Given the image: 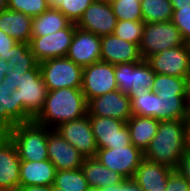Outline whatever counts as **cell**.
I'll use <instances>...</instances> for the list:
<instances>
[{
	"instance_id": "6da1fadb",
	"label": "cell",
	"mask_w": 190,
	"mask_h": 191,
	"mask_svg": "<svg viewBox=\"0 0 190 191\" xmlns=\"http://www.w3.org/2000/svg\"><path fill=\"white\" fill-rule=\"evenodd\" d=\"M188 148V126L185 120L159 121L157 134L144 151V158L176 169Z\"/></svg>"
},
{
	"instance_id": "7a4b0ae2",
	"label": "cell",
	"mask_w": 190,
	"mask_h": 191,
	"mask_svg": "<svg viewBox=\"0 0 190 191\" xmlns=\"http://www.w3.org/2000/svg\"><path fill=\"white\" fill-rule=\"evenodd\" d=\"M87 101L81 88L48 91L45 104L34 120L50 129L88 114Z\"/></svg>"
},
{
	"instance_id": "3957f363",
	"label": "cell",
	"mask_w": 190,
	"mask_h": 191,
	"mask_svg": "<svg viewBox=\"0 0 190 191\" xmlns=\"http://www.w3.org/2000/svg\"><path fill=\"white\" fill-rule=\"evenodd\" d=\"M4 80L16 90L17 102L34 119L43 109L48 94L39 64L33 70L10 69Z\"/></svg>"
},
{
	"instance_id": "277c9868",
	"label": "cell",
	"mask_w": 190,
	"mask_h": 191,
	"mask_svg": "<svg viewBox=\"0 0 190 191\" xmlns=\"http://www.w3.org/2000/svg\"><path fill=\"white\" fill-rule=\"evenodd\" d=\"M51 129L31 121L15 125L7 135L16 146L21 161L48 160L47 139Z\"/></svg>"
},
{
	"instance_id": "5b68a950",
	"label": "cell",
	"mask_w": 190,
	"mask_h": 191,
	"mask_svg": "<svg viewBox=\"0 0 190 191\" xmlns=\"http://www.w3.org/2000/svg\"><path fill=\"white\" fill-rule=\"evenodd\" d=\"M39 67L48 91L82 87L83 67L67 56L41 61Z\"/></svg>"
},
{
	"instance_id": "8992f818",
	"label": "cell",
	"mask_w": 190,
	"mask_h": 191,
	"mask_svg": "<svg viewBox=\"0 0 190 191\" xmlns=\"http://www.w3.org/2000/svg\"><path fill=\"white\" fill-rule=\"evenodd\" d=\"M183 44L185 43L180 31L172 21L145 23L139 51L142 59L146 60L165 49L169 50Z\"/></svg>"
},
{
	"instance_id": "52a82bcc",
	"label": "cell",
	"mask_w": 190,
	"mask_h": 191,
	"mask_svg": "<svg viewBox=\"0 0 190 191\" xmlns=\"http://www.w3.org/2000/svg\"><path fill=\"white\" fill-rule=\"evenodd\" d=\"M95 158L110 170L120 173L126 179H131L144 158V153L130 144L126 147L98 149Z\"/></svg>"
},
{
	"instance_id": "ba28073f",
	"label": "cell",
	"mask_w": 190,
	"mask_h": 191,
	"mask_svg": "<svg viewBox=\"0 0 190 191\" xmlns=\"http://www.w3.org/2000/svg\"><path fill=\"white\" fill-rule=\"evenodd\" d=\"M76 23L71 22L66 28L45 36H32L29 47L35 58L41 61L65 57L69 51L75 33Z\"/></svg>"
},
{
	"instance_id": "9c48e42d",
	"label": "cell",
	"mask_w": 190,
	"mask_h": 191,
	"mask_svg": "<svg viewBox=\"0 0 190 191\" xmlns=\"http://www.w3.org/2000/svg\"><path fill=\"white\" fill-rule=\"evenodd\" d=\"M81 90L87 102L94 97L118 90L114 65L98 61L84 67Z\"/></svg>"
},
{
	"instance_id": "30bf717a",
	"label": "cell",
	"mask_w": 190,
	"mask_h": 191,
	"mask_svg": "<svg viewBox=\"0 0 190 191\" xmlns=\"http://www.w3.org/2000/svg\"><path fill=\"white\" fill-rule=\"evenodd\" d=\"M97 149L108 147H126L131 144V137L126 121L111 117L89 116Z\"/></svg>"
},
{
	"instance_id": "8fae6325",
	"label": "cell",
	"mask_w": 190,
	"mask_h": 191,
	"mask_svg": "<svg viewBox=\"0 0 190 191\" xmlns=\"http://www.w3.org/2000/svg\"><path fill=\"white\" fill-rule=\"evenodd\" d=\"M55 129L85 158L95 157L98 149L88 114L82 118L62 123Z\"/></svg>"
},
{
	"instance_id": "7c38bea8",
	"label": "cell",
	"mask_w": 190,
	"mask_h": 191,
	"mask_svg": "<svg viewBox=\"0 0 190 191\" xmlns=\"http://www.w3.org/2000/svg\"><path fill=\"white\" fill-rule=\"evenodd\" d=\"M87 110L89 116L111 117L126 122L132 116L129 95L119 89L90 99Z\"/></svg>"
},
{
	"instance_id": "4fadbf2b",
	"label": "cell",
	"mask_w": 190,
	"mask_h": 191,
	"mask_svg": "<svg viewBox=\"0 0 190 191\" xmlns=\"http://www.w3.org/2000/svg\"><path fill=\"white\" fill-rule=\"evenodd\" d=\"M146 61L156 74L185 78L190 73V55L185 44L165 49Z\"/></svg>"
},
{
	"instance_id": "5bb4252c",
	"label": "cell",
	"mask_w": 190,
	"mask_h": 191,
	"mask_svg": "<svg viewBox=\"0 0 190 191\" xmlns=\"http://www.w3.org/2000/svg\"><path fill=\"white\" fill-rule=\"evenodd\" d=\"M117 18L109 3L93 1L84 11L76 26L98 36L113 34Z\"/></svg>"
},
{
	"instance_id": "9a60e30c",
	"label": "cell",
	"mask_w": 190,
	"mask_h": 191,
	"mask_svg": "<svg viewBox=\"0 0 190 191\" xmlns=\"http://www.w3.org/2000/svg\"><path fill=\"white\" fill-rule=\"evenodd\" d=\"M47 151L48 159L54 164L57 171L79 169L85 159L56 129L48 132Z\"/></svg>"
},
{
	"instance_id": "2e32d148",
	"label": "cell",
	"mask_w": 190,
	"mask_h": 191,
	"mask_svg": "<svg viewBox=\"0 0 190 191\" xmlns=\"http://www.w3.org/2000/svg\"><path fill=\"white\" fill-rule=\"evenodd\" d=\"M67 57L83 68L101 61V36L76 26Z\"/></svg>"
},
{
	"instance_id": "e0dca14e",
	"label": "cell",
	"mask_w": 190,
	"mask_h": 191,
	"mask_svg": "<svg viewBox=\"0 0 190 191\" xmlns=\"http://www.w3.org/2000/svg\"><path fill=\"white\" fill-rule=\"evenodd\" d=\"M20 163L13 141L0 135V191H16L20 187Z\"/></svg>"
},
{
	"instance_id": "ac0fdd59",
	"label": "cell",
	"mask_w": 190,
	"mask_h": 191,
	"mask_svg": "<svg viewBox=\"0 0 190 191\" xmlns=\"http://www.w3.org/2000/svg\"><path fill=\"white\" fill-rule=\"evenodd\" d=\"M31 120L21 102H17L16 90L3 80L0 83V135H8L15 125Z\"/></svg>"
},
{
	"instance_id": "d6986e66",
	"label": "cell",
	"mask_w": 190,
	"mask_h": 191,
	"mask_svg": "<svg viewBox=\"0 0 190 191\" xmlns=\"http://www.w3.org/2000/svg\"><path fill=\"white\" fill-rule=\"evenodd\" d=\"M142 60L139 46L114 34L101 36V61L112 65Z\"/></svg>"
},
{
	"instance_id": "ffe728a7",
	"label": "cell",
	"mask_w": 190,
	"mask_h": 191,
	"mask_svg": "<svg viewBox=\"0 0 190 191\" xmlns=\"http://www.w3.org/2000/svg\"><path fill=\"white\" fill-rule=\"evenodd\" d=\"M173 170L170 166L143 158L133 179L144 191H165Z\"/></svg>"
},
{
	"instance_id": "44dd1931",
	"label": "cell",
	"mask_w": 190,
	"mask_h": 191,
	"mask_svg": "<svg viewBox=\"0 0 190 191\" xmlns=\"http://www.w3.org/2000/svg\"><path fill=\"white\" fill-rule=\"evenodd\" d=\"M56 168L48 159L44 161H21L20 187L22 186H53Z\"/></svg>"
},
{
	"instance_id": "7402d4cb",
	"label": "cell",
	"mask_w": 190,
	"mask_h": 191,
	"mask_svg": "<svg viewBox=\"0 0 190 191\" xmlns=\"http://www.w3.org/2000/svg\"><path fill=\"white\" fill-rule=\"evenodd\" d=\"M0 29L18 43L29 44L32 37V17L22 12L4 10L0 13Z\"/></svg>"
},
{
	"instance_id": "603a6c76",
	"label": "cell",
	"mask_w": 190,
	"mask_h": 191,
	"mask_svg": "<svg viewBox=\"0 0 190 191\" xmlns=\"http://www.w3.org/2000/svg\"><path fill=\"white\" fill-rule=\"evenodd\" d=\"M81 170L89 186L103 188L116 185L126 178L120 173L110 170L95 157L85 158Z\"/></svg>"
},
{
	"instance_id": "cb8c5ba5",
	"label": "cell",
	"mask_w": 190,
	"mask_h": 191,
	"mask_svg": "<svg viewBox=\"0 0 190 191\" xmlns=\"http://www.w3.org/2000/svg\"><path fill=\"white\" fill-rule=\"evenodd\" d=\"M130 132L131 144L143 153L157 134L159 120L146 116H131L126 122Z\"/></svg>"
},
{
	"instance_id": "d4e9b609",
	"label": "cell",
	"mask_w": 190,
	"mask_h": 191,
	"mask_svg": "<svg viewBox=\"0 0 190 191\" xmlns=\"http://www.w3.org/2000/svg\"><path fill=\"white\" fill-rule=\"evenodd\" d=\"M186 112L187 104L184 95H161L155 92V119L185 120Z\"/></svg>"
},
{
	"instance_id": "484cf974",
	"label": "cell",
	"mask_w": 190,
	"mask_h": 191,
	"mask_svg": "<svg viewBox=\"0 0 190 191\" xmlns=\"http://www.w3.org/2000/svg\"><path fill=\"white\" fill-rule=\"evenodd\" d=\"M71 21L58 9L48 8L32 17V36H45L66 28Z\"/></svg>"
},
{
	"instance_id": "4316f807",
	"label": "cell",
	"mask_w": 190,
	"mask_h": 191,
	"mask_svg": "<svg viewBox=\"0 0 190 191\" xmlns=\"http://www.w3.org/2000/svg\"><path fill=\"white\" fill-rule=\"evenodd\" d=\"M144 23L172 21L173 7L170 0H141Z\"/></svg>"
},
{
	"instance_id": "83f0119b",
	"label": "cell",
	"mask_w": 190,
	"mask_h": 191,
	"mask_svg": "<svg viewBox=\"0 0 190 191\" xmlns=\"http://www.w3.org/2000/svg\"><path fill=\"white\" fill-rule=\"evenodd\" d=\"M53 187L65 191H86L89 185L81 168H79L57 171Z\"/></svg>"
},
{
	"instance_id": "f1b7e54d",
	"label": "cell",
	"mask_w": 190,
	"mask_h": 191,
	"mask_svg": "<svg viewBox=\"0 0 190 191\" xmlns=\"http://www.w3.org/2000/svg\"><path fill=\"white\" fill-rule=\"evenodd\" d=\"M131 111L133 116H146L154 118L155 92L144 89L141 92H131Z\"/></svg>"
},
{
	"instance_id": "f546056e",
	"label": "cell",
	"mask_w": 190,
	"mask_h": 191,
	"mask_svg": "<svg viewBox=\"0 0 190 191\" xmlns=\"http://www.w3.org/2000/svg\"><path fill=\"white\" fill-rule=\"evenodd\" d=\"M38 64L27 43H17L13 47L12 57L7 61L9 69L33 70Z\"/></svg>"
},
{
	"instance_id": "4dcf8cb0",
	"label": "cell",
	"mask_w": 190,
	"mask_h": 191,
	"mask_svg": "<svg viewBox=\"0 0 190 191\" xmlns=\"http://www.w3.org/2000/svg\"><path fill=\"white\" fill-rule=\"evenodd\" d=\"M110 5L119 21H143L141 0H114Z\"/></svg>"
},
{
	"instance_id": "1f68e13d",
	"label": "cell",
	"mask_w": 190,
	"mask_h": 191,
	"mask_svg": "<svg viewBox=\"0 0 190 191\" xmlns=\"http://www.w3.org/2000/svg\"><path fill=\"white\" fill-rule=\"evenodd\" d=\"M185 78L155 74L152 90L161 95H184Z\"/></svg>"
},
{
	"instance_id": "d6a6232c",
	"label": "cell",
	"mask_w": 190,
	"mask_h": 191,
	"mask_svg": "<svg viewBox=\"0 0 190 191\" xmlns=\"http://www.w3.org/2000/svg\"><path fill=\"white\" fill-rule=\"evenodd\" d=\"M155 74L146 60L133 62L132 92H141L144 89L152 90Z\"/></svg>"
},
{
	"instance_id": "836d02e7",
	"label": "cell",
	"mask_w": 190,
	"mask_h": 191,
	"mask_svg": "<svg viewBox=\"0 0 190 191\" xmlns=\"http://www.w3.org/2000/svg\"><path fill=\"white\" fill-rule=\"evenodd\" d=\"M144 21H119L114 30V35L126 40L127 42L137 44L139 46L141 37L144 32Z\"/></svg>"
},
{
	"instance_id": "e575fe53",
	"label": "cell",
	"mask_w": 190,
	"mask_h": 191,
	"mask_svg": "<svg viewBox=\"0 0 190 191\" xmlns=\"http://www.w3.org/2000/svg\"><path fill=\"white\" fill-rule=\"evenodd\" d=\"M8 9L31 17L39 16L48 9L46 0H7Z\"/></svg>"
},
{
	"instance_id": "d590c367",
	"label": "cell",
	"mask_w": 190,
	"mask_h": 191,
	"mask_svg": "<svg viewBox=\"0 0 190 191\" xmlns=\"http://www.w3.org/2000/svg\"><path fill=\"white\" fill-rule=\"evenodd\" d=\"M93 1L94 0H61L60 6L57 9L71 22L77 23L82 17L84 11Z\"/></svg>"
},
{
	"instance_id": "8d00e7d4",
	"label": "cell",
	"mask_w": 190,
	"mask_h": 191,
	"mask_svg": "<svg viewBox=\"0 0 190 191\" xmlns=\"http://www.w3.org/2000/svg\"><path fill=\"white\" fill-rule=\"evenodd\" d=\"M114 73L118 89L129 95L133 84V62L114 65Z\"/></svg>"
},
{
	"instance_id": "74e56055",
	"label": "cell",
	"mask_w": 190,
	"mask_h": 191,
	"mask_svg": "<svg viewBox=\"0 0 190 191\" xmlns=\"http://www.w3.org/2000/svg\"><path fill=\"white\" fill-rule=\"evenodd\" d=\"M172 22L179 29L182 39L190 37V7L173 9Z\"/></svg>"
},
{
	"instance_id": "f35d334b",
	"label": "cell",
	"mask_w": 190,
	"mask_h": 191,
	"mask_svg": "<svg viewBox=\"0 0 190 191\" xmlns=\"http://www.w3.org/2000/svg\"><path fill=\"white\" fill-rule=\"evenodd\" d=\"M165 191H190V183L174 169L169 175Z\"/></svg>"
},
{
	"instance_id": "ab89813d",
	"label": "cell",
	"mask_w": 190,
	"mask_h": 191,
	"mask_svg": "<svg viewBox=\"0 0 190 191\" xmlns=\"http://www.w3.org/2000/svg\"><path fill=\"white\" fill-rule=\"evenodd\" d=\"M18 42L0 29V58L9 61L12 57L13 47Z\"/></svg>"
},
{
	"instance_id": "60d3db41",
	"label": "cell",
	"mask_w": 190,
	"mask_h": 191,
	"mask_svg": "<svg viewBox=\"0 0 190 191\" xmlns=\"http://www.w3.org/2000/svg\"><path fill=\"white\" fill-rule=\"evenodd\" d=\"M103 191H144L136 181L131 179H125L124 181L102 188Z\"/></svg>"
},
{
	"instance_id": "b9f144b4",
	"label": "cell",
	"mask_w": 190,
	"mask_h": 191,
	"mask_svg": "<svg viewBox=\"0 0 190 191\" xmlns=\"http://www.w3.org/2000/svg\"><path fill=\"white\" fill-rule=\"evenodd\" d=\"M177 170L189 183H190V148L186 149V152L181 157Z\"/></svg>"
},
{
	"instance_id": "7bdbcfd3",
	"label": "cell",
	"mask_w": 190,
	"mask_h": 191,
	"mask_svg": "<svg viewBox=\"0 0 190 191\" xmlns=\"http://www.w3.org/2000/svg\"><path fill=\"white\" fill-rule=\"evenodd\" d=\"M16 191H51V186H22Z\"/></svg>"
},
{
	"instance_id": "ee69618b",
	"label": "cell",
	"mask_w": 190,
	"mask_h": 191,
	"mask_svg": "<svg viewBox=\"0 0 190 191\" xmlns=\"http://www.w3.org/2000/svg\"><path fill=\"white\" fill-rule=\"evenodd\" d=\"M173 9L189 8L190 0H170Z\"/></svg>"
},
{
	"instance_id": "f6af8a7d",
	"label": "cell",
	"mask_w": 190,
	"mask_h": 191,
	"mask_svg": "<svg viewBox=\"0 0 190 191\" xmlns=\"http://www.w3.org/2000/svg\"><path fill=\"white\" fill-rule=\"evenodd\" d=\"M184 97L186 104H188L190 102V73L185 77Z\"/></svg>"
},
{
	"instance_id": "bcb514c9",
	"label": "cell",
	"mask_w": 190,
	"mask_h": 191,
	"mask_svg": "<svg viewBox=\"0 0 190 191\" xmlns=\"http://www.w3.org/2000/svg\"><path fill=\"white\" fill-rule=\"evenodd\" d=\"M9 70L10 69L7 66V61L0 58V83L4 80L5 75Z\"/></svg>"
},
{
	"instance_id": "7dc6e473",
	"label": "cell",
	"mask_w": 190,
	"mask_h": 191,
	"mask_svg": "<svg viewBox=\"0 0 190 191\" xmlns=\"http://www.w3.org/2000/svg\"><path fill=\"white\" fill-rule=\"evenodd\" d=\"M61 0H46V4L50 9H57L60 6Z\"/></svg>"
},
{
	"instance_id": "c3c4849f",
	"label": "cell",
	"mask_w": 190,
	"mask_h": 191,
	"mask_svg": "<svg viewBox=\"0 0 190 191\" xmlns=\"http://www.w3.org/2000/svg\"><path fill=\"white\" fill-rule=\"evenodd\" d=\"M185 122H186L187 126H190V102L187 104V112H186Z\"/></svg>"
},
{
	"instance_id": "681fc988",
	"label": "cell",
	"mask_w": 190,
	"mask_h": 191,
	"mask_svg": "<svg viewBox=\"0 0 190 191\" xmlns=\"http://www.w3.org/2000/svg\"><path fill=\"white\" fill-rule=\"evenodd\" d=\"M8 9L7 0H0V13Z\"/></svg>"
},
{
	"instance_id": "f907efd6",
	"label": "cell",
	"mask_w": 190,
	"mask_h": 191,
	"mask_svg": "<svg viewBox=\"0 0 190 191\" xmlns=\"http://www.w3.org/2000/svg\"><path fill=\"white\" fill-rule=\"evenodd\" d=\"M186 47H187V50H188V53L190 55V37L187 38L185 41H184Z\"/></svg>"
},
{
	"instance_id": "816d5d0a",
	"label": "cell",
	"mask_w": 190,
	"mask_h": 191,
	"mask_svg": "<svg viewBox=\"0 0 190 191\" xmlns=\"http://www.w3.org/2000/svg\"><path fill=\"white\" fill-rule=\"evenodd\" d=\"M86 191H103L102 188L89 186Z\"/></svg>"
},
{
	"instance_id": "f5cc1de1",
	"label": "cell",
	"mask_w": 190,
	"mask_h": 191,
	"mask_svg": "<svg viewBox=\"0 0 190 191\" xmlns=\"http://www.w3.org/2000/svg\"><path fill=\"white\" fill-rule=\"evenodd\" d=\"M188 147L190 148V126H188Z\"/></svg>"
},
{
	"instance_id": "db71d44e",
	"label": "cell",
	"mask_w": 190,
	"mask_h": 191,
	"mask_svg": "<svg viewBox=\"0 0 190 191\" xmlns=\"http://www.w3.org/2000/svg\"><path fill=\"white\" fill-rule=\"evenodd\" d=\"M51 191H65V190H62V189H59L57 187L51 186Z\"/></svg>"
},
{
	"instance_id": "11a10c76",
	"label": "cell",
	"mask_w": 190,
	"mask_h": 191,
	"mask_svg": "<svg viewBox=\"0 0 190 191\" xmlns=\"http://www.w3.org/2000/svg\"><path fill=\"white\" fill-rule=\"evenodd\" d=\"M95 1H100V2H105V3H112L114 0H95Z\"/></svg>"
}]
</instances>
